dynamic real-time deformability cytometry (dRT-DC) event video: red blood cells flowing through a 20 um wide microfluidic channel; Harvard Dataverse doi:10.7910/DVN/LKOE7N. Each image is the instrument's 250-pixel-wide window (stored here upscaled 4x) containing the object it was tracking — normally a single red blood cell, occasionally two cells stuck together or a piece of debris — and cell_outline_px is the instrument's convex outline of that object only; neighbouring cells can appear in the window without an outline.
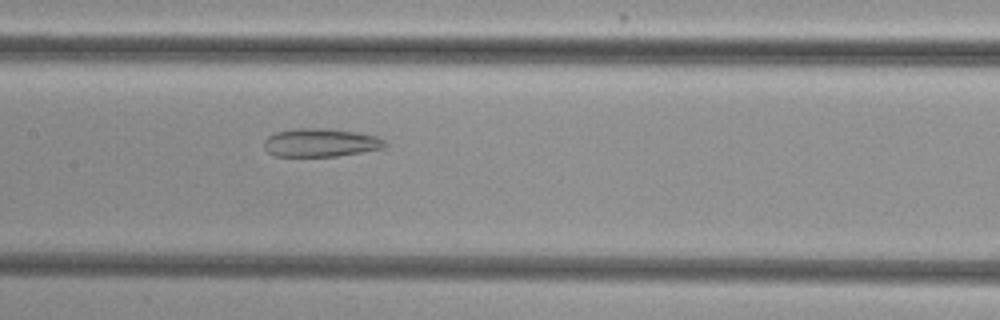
{"species": "common noctule bat (a hibernating species)", "species_latin": "Nyctalus noctula", "temperature_condition": "cold", "stored_images_in_passage": 37, "camera_frame_rate_fps": 3000, "um_per_image_px": 0.085, "animal": {"sex": "female", "body_mass_g": 29.2, "forearm_length_mm": 56.3}, "frame": {"image": 1, "passage_image": 15, "time_ms": 4.667, "image_size_px": [1000, 320], "cell_outline_px": [[388, 144], [384, 148], [336, 156], [276, 156], [268, 152], [264, 148], [264, 140], [268, 136], [276, 132], [296, 128], [328, 128], [356, 132], [376, 136], [384, 140]], "centroid_in_image_um": [27.24, 12.12], "position_along_channel_um": 180.2, "area_um2": 19.94}}
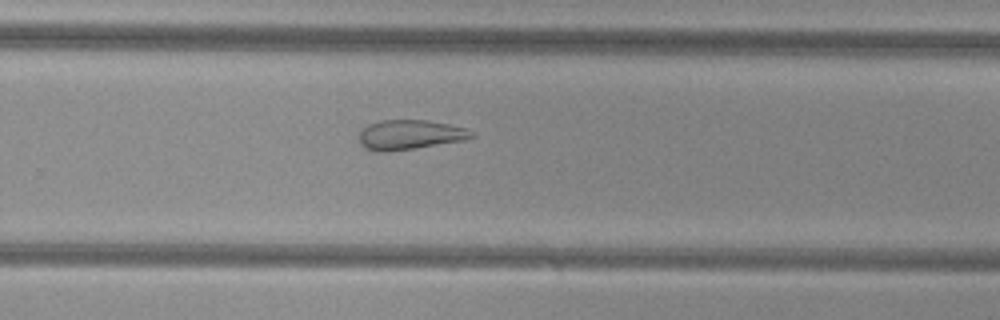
{"frame": {"image": 2, "passage_image": 24, "time_ms": 7.667, "image_size_px": [1000, 320], "cell_outline_px": [[476, 136], [464, 140], [416, 148], [388, 152], [376, 152], [364, 148], [360, 144], [360, 132], [368, 124], [380, 120], [428, 120], [448, 124], [464, 128], [476, 132]], "centroid_in_image_um": [34.84, 11.46], "position_along_channel_um": 295.0, "area_um2": 19.59}}
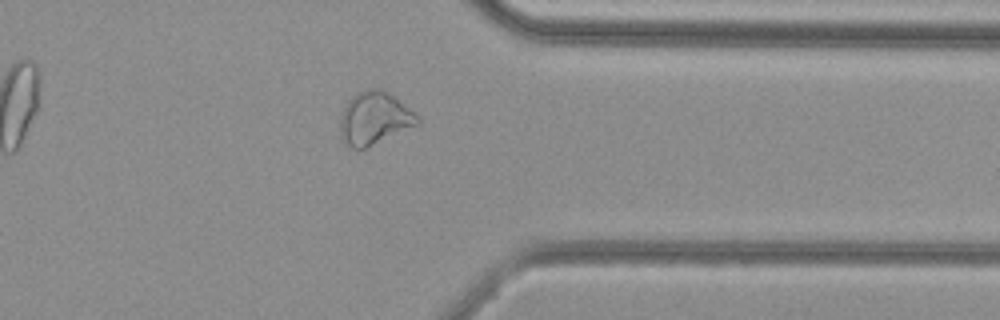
{"frame": {"image": 3, "passage_image": 31, "time_ms": 10.0, "image_size_px": [1000, 320], "cell_outline_px": [[420, 124], [364, 148], [352, 148], [344, 144], [340, 136], [340, 116], [348, 100], [356, 92], [364, 88], [380, 88], [392, 96], [420, 116]], "centroid_in_image_um": [31.8, 10.05], "position_along_channel_um": 379.6, "area_um2": 23.76}, "authors_computed_cell_mechanics": {"area_um2": 21.4438, "velocity_mm_per_s": 3.8345, "shape_relaxation_time_tau1_ms": null, "shape_relaxation_time_tau2_ms": 3.4656, "deformation_change_tau1": null, "deformation_change_tau2": 0.1248}}